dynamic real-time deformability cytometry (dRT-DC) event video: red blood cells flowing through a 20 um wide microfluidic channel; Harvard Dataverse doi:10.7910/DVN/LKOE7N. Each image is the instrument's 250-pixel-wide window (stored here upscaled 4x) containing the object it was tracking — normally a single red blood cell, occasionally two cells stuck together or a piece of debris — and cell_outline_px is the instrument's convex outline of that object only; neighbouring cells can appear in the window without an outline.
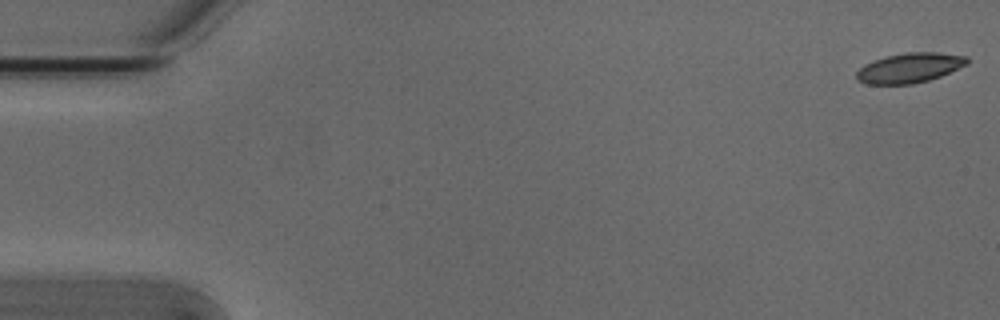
{"species": "Egyptian fruit bat (a non-hibernating species)", "species_latin": "Rousettus aegyptiacus", "temperature_condition": "cold", "stored_images_in_passage": 54, "camera_frame_rate_fps": 3000, "um_per_image_px": 0.085, "animal": {"sex": "male"}, "frame": {"image": 1, "passage_image": 1, "time_ms": 0.0, "image_size_px": [1000, 320], "cell_outline_px": [[968, 64], [940, 76], [928, 80], [912, 84], [868, 84], [856, 80], [856, 72], [864, 64], [884, 56], [908, 52], [940, 52], [968, 56]], "centroid_in_image_um": [77.31, 5.76], "position_along_channel_um": 7.7, "area_um2": 19.31}}
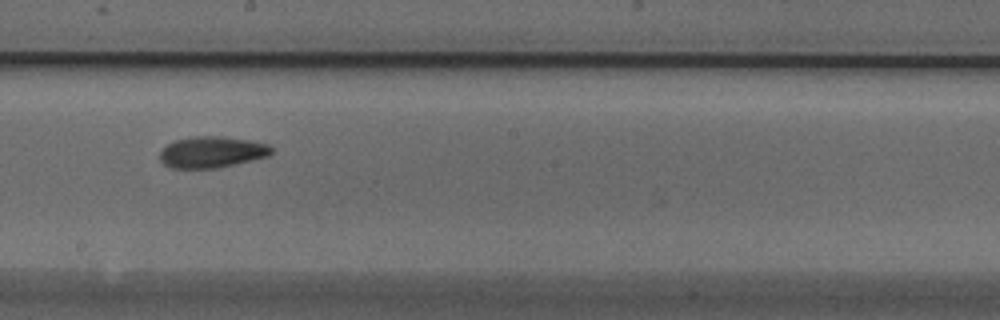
{"frame": {"image": 2, "passage_image": 30, "time_ms": 9.667, "image_size_px": [1000, 320], "cell_outline_px": [[272, 152], [268, 156], [216, 168], [172, 168], [164, 164], [160, 160], [160, 152], [168, 144], [176, 140], [192, 136], [224, 136], [252, 140], [268, 144], [272, 148]], "centroid_in_image_um": [18.01, 12.91], "position_along_channel_um": 230.2, "area_um2": 20.29}}
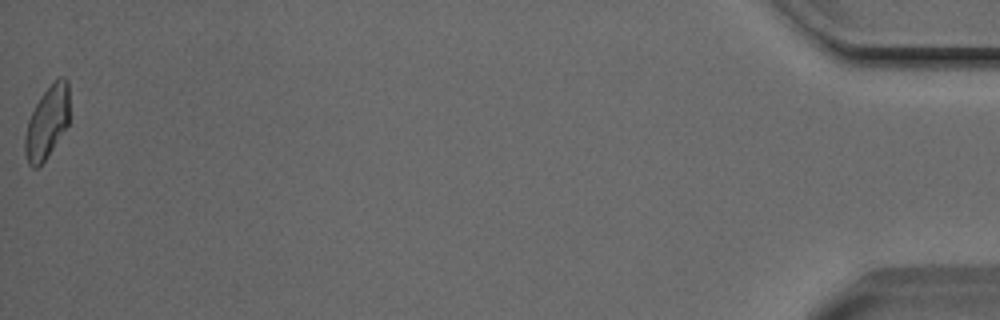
{"frame": {"image": 3, "passage_image": 54, "time_ms": 17.667, "image_size_px": [1000, 320], "cell_outline_px": [[68, 124], [44, 160], [36, 168], [32, 168], [28, 164], [24, 152], [24, 136], [28, 120], [40, 96], [60, 76], [64, 76], [68, 80]], "centroid_in_image_um": [3.97, 10.4], "position_along_channel_um": 431.2, "area_um2": 18.38}, "authors_computed_cell_mechanics": {"area_um2": 19.6231, "velocity_mm_per_s": 3.801, "shape_relaxation_time_tau1_ms": 6.3365, "shape_relaxation_time_tau2_ms": 6.3485, "deformation_change_tau1": 0.1289, "deformation_change_tau2": 0.1199}}